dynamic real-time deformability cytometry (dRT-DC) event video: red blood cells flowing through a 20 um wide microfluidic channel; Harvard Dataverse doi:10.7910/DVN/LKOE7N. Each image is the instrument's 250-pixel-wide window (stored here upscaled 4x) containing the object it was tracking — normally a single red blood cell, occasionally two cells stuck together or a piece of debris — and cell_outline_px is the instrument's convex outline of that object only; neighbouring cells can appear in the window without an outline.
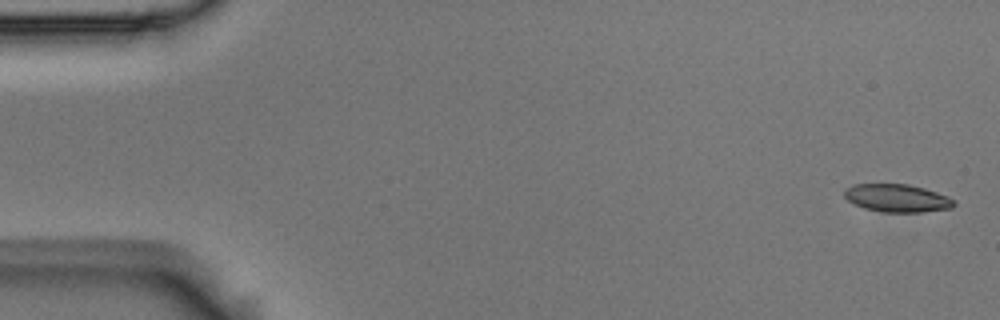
{"species": "Egyptian fruit bat (a non-hibernating species)", "species_latin": "Rousettus aegyptiacus", "temperature_condition": "room temperature", "stored_images_in_passage": 5, "camera_frame_rate_fps": 3000, "um_per_image_px": 0.085, "animal": {"sex": "male"}, "frame": {"image": 1, "passage_image": 1, "time_ms": 0.0, "image_size_px": [1000, 320], "cell_outline_px": [[956, 204], [952, 208], [924, 212], [884, 212], [864, 208], [848, 200], [844, 196], [844, 192], [848, 188], [856, 184], [908, 184], [924, 188], [948, 196]], "centroid_in_image_um": [76.28, 16.84], "position_along_channel_um": 8.7, "area_um2": 17.63}}
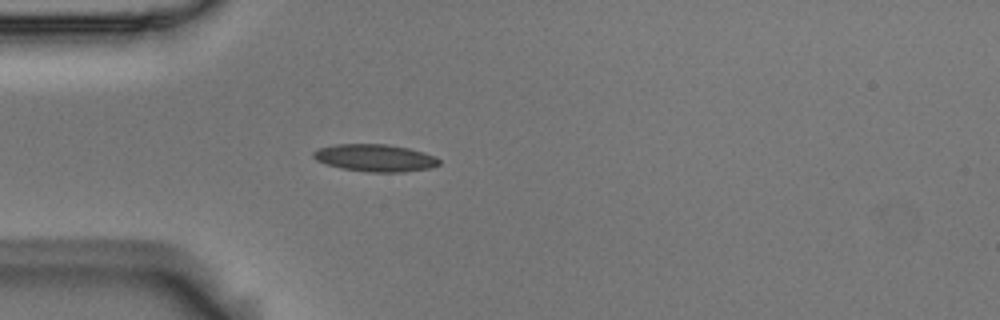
{"frame": {"image": 2, "passage_image": 5, "time_ms": 1.333, "image_size_px": [1000, 320], "cell_outline_px": [[440, 164], [432, 168], [400, 172], [368, 172], [340, 168], [316, 160], [312, 156], [312, 152], [320, 148], [336, 144], [388, 144], [408, 148], [424, 152], [436, 156], [440, 160]], "centroid_in_image_um": [31.91, 13.42], "position_along_channel_um": 53.1, "area_um2": 20.06}}